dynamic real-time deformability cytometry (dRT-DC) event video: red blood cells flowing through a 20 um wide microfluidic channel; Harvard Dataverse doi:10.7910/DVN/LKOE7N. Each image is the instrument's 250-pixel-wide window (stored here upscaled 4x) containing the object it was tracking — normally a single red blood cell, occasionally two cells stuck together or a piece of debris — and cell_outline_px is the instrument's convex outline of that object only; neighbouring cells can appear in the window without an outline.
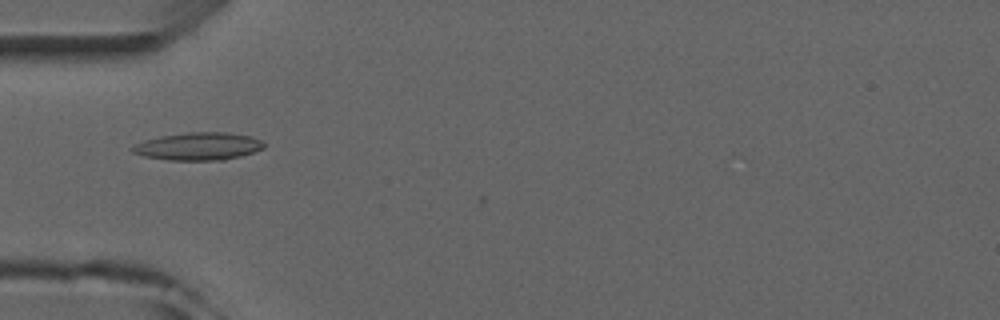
{"species": "common noctule bat (a hibernating species)", "species_latin": "Nyctalus noctula", "temperature_condition": "room temperature", "stored_images_in_passage": 5, "camera_frame_rate_fps": 3000, "um_per_image_px": 0.085, "animal": {"sex": "male", "forearm_length_mm": 52.5}, "frame": {"image": 1, "passage_image": 4, "time_ms": 4.333, "image_size_px": [1000, 320], "cell_outline_px": [[264, 148], [240, 156], [224, 160], [168, 160], [144, 156], [132, 152], [132, 148], [136, 144], [144, 140], [160, 136], [188, 132], [228, 132], [252, 136], [260, 140], [264, 144]], "centroid_in_image_um": [16.87, 12.43], "position_along_channel_um": 68.1, "area_um2": 21.15}}
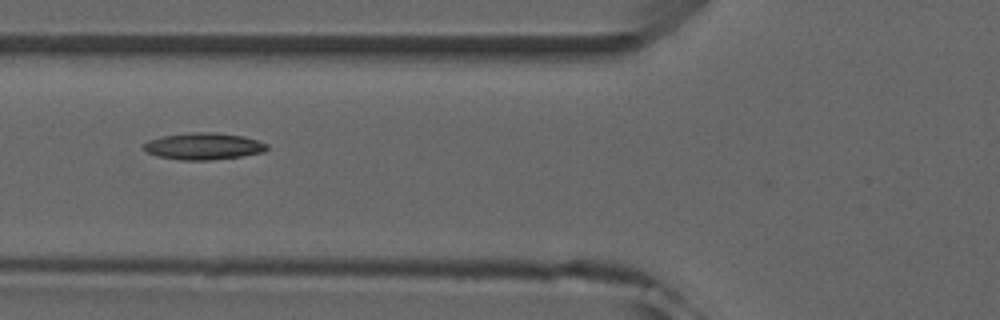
{"frame": {"image": 2, "passage_image": 5, "time_ms": 5.333, "image_size_px": [1000, 320], "cell_outline_px": [[268, 148], [264, 152], [240, 156], [212, 160], [180, 160], [156, 156], [144, 152], [144, 144], [148, 140], [164, 136], [188, 132], [216, 132], [244, 136], [268, 144]], "centroid_in_image_um": [17.28, 12.43], "position_along_channel_um": 108.5, "area_um2": 19.36}}